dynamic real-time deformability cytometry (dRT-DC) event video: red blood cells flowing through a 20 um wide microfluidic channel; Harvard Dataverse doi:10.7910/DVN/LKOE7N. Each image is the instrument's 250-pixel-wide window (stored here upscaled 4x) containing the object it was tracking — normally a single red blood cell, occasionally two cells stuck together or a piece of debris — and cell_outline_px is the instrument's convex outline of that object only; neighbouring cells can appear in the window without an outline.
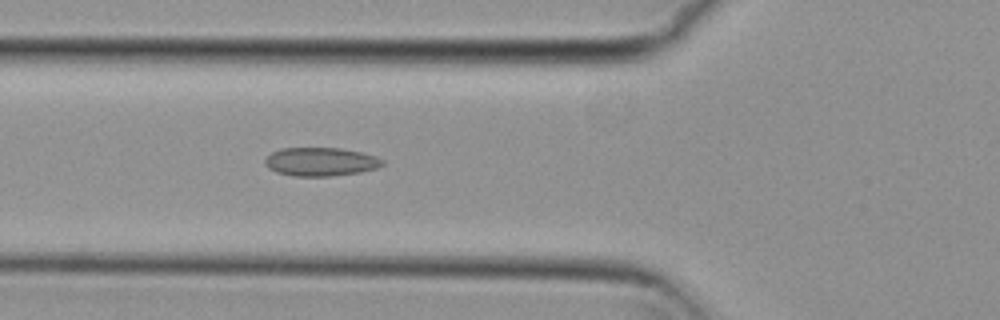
{"species": "common noctule bat (a hibernating species)", "species_latin": "Nyctalus noctula", "temperature_condition": "cold", "stored_images_in_passage": 48, "camera_frame_rate_fps": 3000, "um_per_image_px": 0.085, "animal": {"sex": "female", "body_mass_g": 29.2, "forearm_length_mm": 56.3}, "frame": {"image": 1, "passage_image": 14, "time_ms": 4.333, "image_size_px": [1000, 320], "cell_outline_px": [[384, 164], [376, 168], [360, 172], [328, 176], [296, 176], [276, 172], [268, 168], [264, 164], [264, 160], [272, 152], [280, 148], [340, 148], [360, 152], [384, 160]], "centroid_in_image_um": [27.21, 13.75], "position_along_channel_um": 98.6, "area_um2": 19.36}}
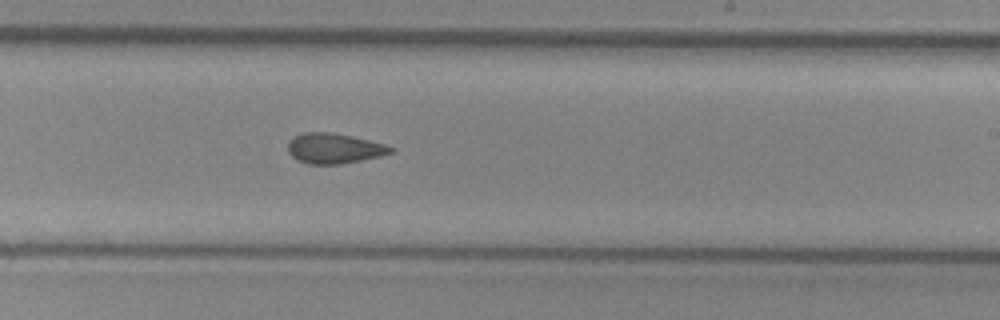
{"frame": {"image": 2, "passage_image": 27, "time_ms": 8.667, "image_size_px": [1000, 320], "cell_outline_px": [[396, 152], [380, 156], [340, 164], [308, 164], [296, 160], [288, 152], [288, 144], [296, 136], [304, 132], [332, 132], [352, 136], [384, 144], [396, 148]], "centroid_in_image_um": [28.43, 12.62], "position_along_channel_um": 260.6, "area_um2": 18.09}}
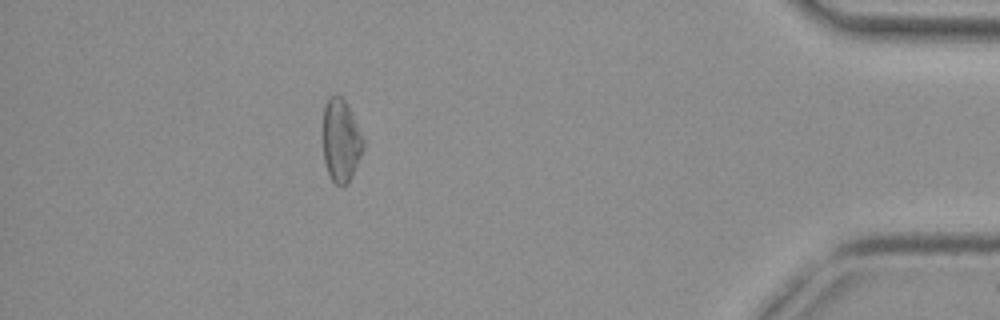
{"frame": {"image": 3, "passage_image": 43, "time_ms": 14.0, "image_size_px": [1000, 320], "cell_outline_px": [[364, 148], [352, 176], [348, 184], [344, 188], [340, 188], [332, 180], [328, 172], [324, 160], [324, 104], [328, 96], [340, 96], [344, 100], [364, 140]], "centroid_in_image_um": [28.98, 12.01], "position_along_channel_um": 406.2, "area_um2": 19.19}, "authors_computed_cell_mechanics": {"area_um2": 19.2763, "velocity_mm_per_s": 3.7354, "shape_relaxation_time_tau1_ms": null, "shape_relaxation_time_tau2_ms": 3.8115, "deformation_change_tau1": null, "deformation_change_tau2": 0.102}}